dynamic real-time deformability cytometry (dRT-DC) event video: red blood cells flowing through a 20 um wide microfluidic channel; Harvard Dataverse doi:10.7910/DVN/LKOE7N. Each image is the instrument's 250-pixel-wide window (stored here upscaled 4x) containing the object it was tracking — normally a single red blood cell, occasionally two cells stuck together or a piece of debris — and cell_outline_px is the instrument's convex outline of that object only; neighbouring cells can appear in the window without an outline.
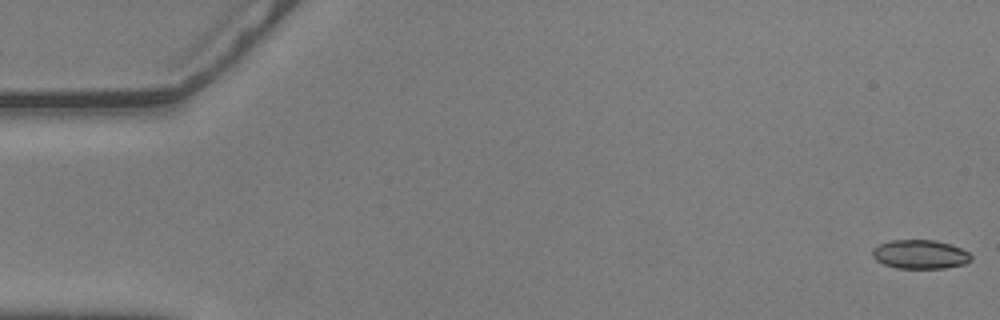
{"species": "common noctule bat (a hibernating species)", "species_latin": "Nyctalus noctula", "temperature_condition": "warm", "stored_images_in_passage": 57, "camera_frame_rate_fps": 3000, "um_per_image_px": 0.085, "animal": {"sex": "male", "body_mass_g": 20.5, "forearm_length_mm": 52.5}, "frame": {"image": 1, "passage_image": 1, "time_ms": 0.0, "image_size_px": [1000, 320], "cell_outline_px": [[972, 260], [964, 264], [944, 268], [896, 268], [884, 264], [876, 260], [872, 256], [872, 248], [888, 240], [936, 240], [952, 244], [968, 252], [972, 256]], "centroid_in_image_um": [78.2, 21.61], "position_along_channel_um": 6.8, "area_um2": 16.76}}
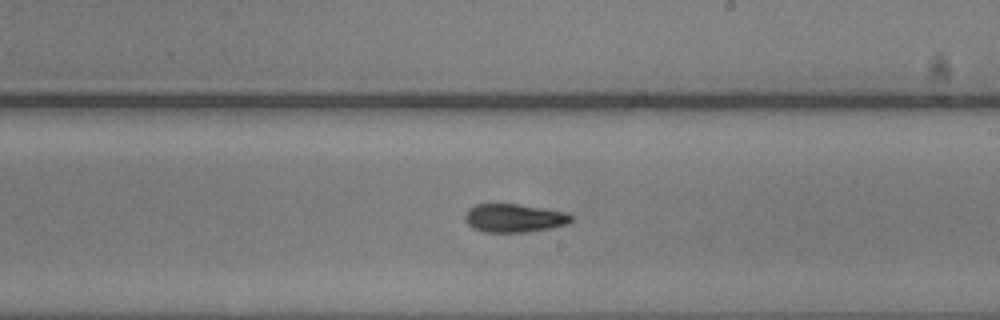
{"frame": {"image": 2, "passage_image": 33, "time_ms": 10.667, "image_size_px": [1000, 320], "cell_outline_px": [[572, 220], [568, 224], [552, 228], [528, 232], [484, 232], [472, 228], [464, 220], [464, 216], [468, 208], [476, 204], [516, 204], [544, 208], [568, 212], [572, 216]], "centroid_in_image_um": [43.7, 18.54], "position_along_channel_um": 245.3, "area_um2": 17.8}}
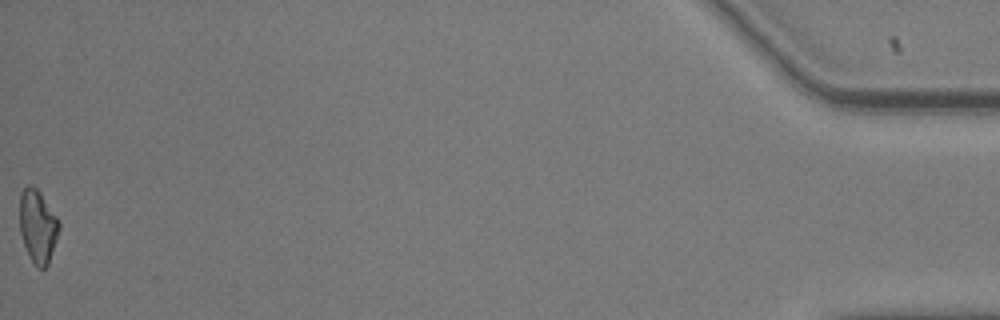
{"frame": {"image": 3, "passage_image": 57, "time_ms": 18.667, "image_size_px": [1000, 320], "cell_outline_px": [[60, 228], [48, 264], [44, 268], [36, 268], [28, 256], [20, 232], [20, 192], [28, 184], [36, 188], [40, 192], [60, 220]], "centroid_in_image_um": [3.21, 19.23], "position_along_channel_um": 432.0, "area_um2": 16.88}, "authors_computed_cell_mechanics": {"area_um2": 17.4556, "velocity_mm_per_s": 3.5937, "shape_relaxation_time_tau1_ms": 4.6196, "shape_relaxation_time_tau2_ms": 5.3873, "deformation_change_tau1": 0.1666, "deformation_change_tau2": 0.1086}}